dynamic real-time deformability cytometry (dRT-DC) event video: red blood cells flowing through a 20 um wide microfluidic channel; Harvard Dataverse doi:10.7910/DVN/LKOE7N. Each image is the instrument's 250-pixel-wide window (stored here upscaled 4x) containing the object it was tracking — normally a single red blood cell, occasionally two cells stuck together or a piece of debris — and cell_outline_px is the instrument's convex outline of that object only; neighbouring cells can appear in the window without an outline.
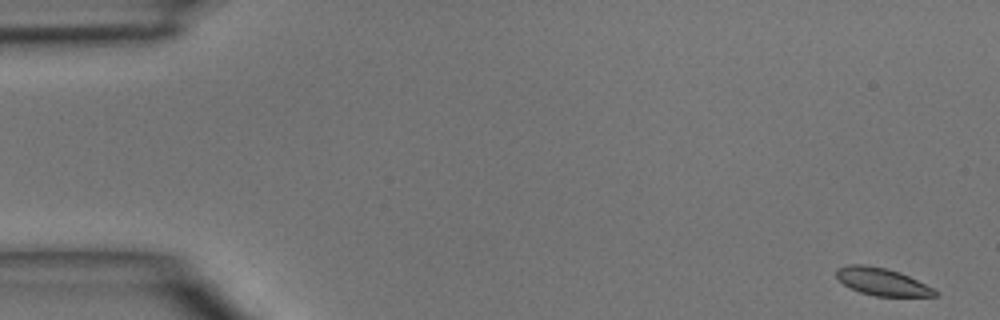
{"species": "common noctule bat (a hibernating species)", "species_latin": "Nyctalus noctula", "temperature_condition": "room temperature", "stored_images_in_passage": 4, "camera_frame_rate_fps": 3000, "um_per_image_px": 0.085, "animal": {"sex": "male", "body_mass_g": 15.6}, "frame": {"image": 1, "passage_image": 1, "time_ms": 0.0, "image_size_px": [1000, 320], "cell_outline_px": [[940, 292], [936, 296], [876, 296], [860, 292], [844, 284], [836, 276], [836, 268], [848, 264], [864, 264], [888, 268], [900, 272]], "centroid_in_image_um": [74.96, 23.93], "position_along_channel_um": 10.0, "area_um2": 15.66}}